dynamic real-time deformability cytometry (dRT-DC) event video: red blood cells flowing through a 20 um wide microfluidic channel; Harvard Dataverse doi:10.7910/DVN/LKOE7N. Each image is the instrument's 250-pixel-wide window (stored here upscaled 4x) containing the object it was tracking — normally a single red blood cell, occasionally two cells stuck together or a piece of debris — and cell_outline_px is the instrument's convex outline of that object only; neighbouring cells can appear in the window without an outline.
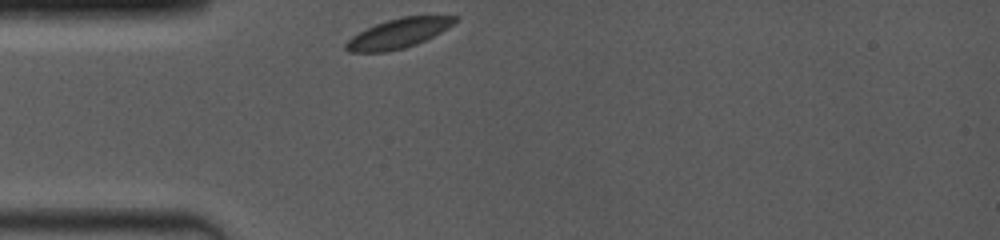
{"species": "common noctule bat (a hibernating species)", "species_latin": "Nyctalus noctula", "temperature_condition": "room temperature", "stored_images_in_passage": 20, "camera_frame_rate_fps": 4000, "um_per_image_px": 0.085, "animal": {"sex": "female", "body_mass_g": 19.0, "forearm_length_mm": 53.3}, "frame": {"image": 1, "passage_image": 1, "time_ms": 0.0, "image_size_px": [1000, 240], "cell_outline_px": [[456, 20], [448, 28], [416, 44], [404, 48], [384, 52], [348, 52], [344, 48], [344, 44], [352, 36], [376, 24], [388, 20], [404, 16], [456, 16]], "centroid_in_image_um": [33.82, 2.85], "position_along_channel_um": 51.2, "area_um2": 18.38}}
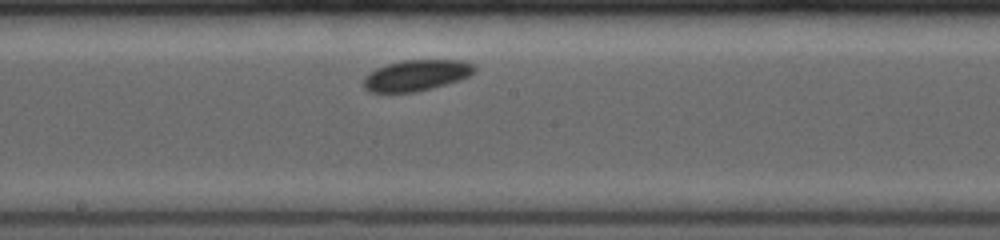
{"frame": {"image": 2, "passage_image": 9, "time_ms": 4.5, "image_size_px": [1000, 240], "cell_outline_px": [[476, 72], [460, 80], [416, 92], [368, 92], [364, 88], [364, 76], [368, 72], [376, 68], [388, 64], [404, 60], [464, 60], [476, 64]], "centroid_in_image_um": [35.41, 6.39], "position_along_channel_um": 212.8, "area_um2": 20.17}}
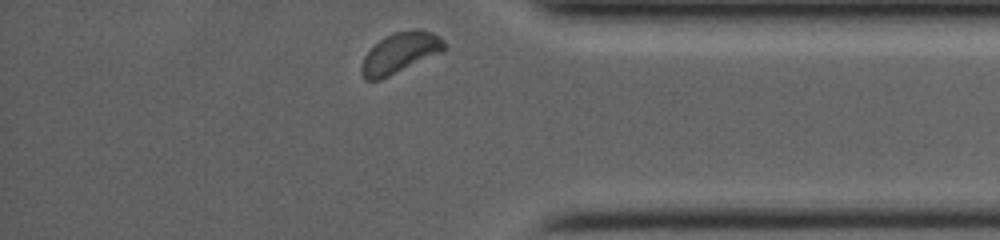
{"frame": {"image": 3, "passage_image": 20, "time_ms": 9.5, "image_size_px": [1000, 240], "cell_outline_px": [[448, 48], [444, 52], [380, 80], [364, 80], [360, 72], [360, 68], [364, 56], [384, 36], [392, 32], [416, 28], [420, 28], [432, 32], [440, 36], [444, 40]], "centroid_in_image_um": [34.06, 4.48], "position_along_channel_um": 401.1, "area_um2": 20.06}, "authors_computed_cell_mechanics": {"area_um2": 19.9121, "velocity_mm_per_s": 3.8467, "shape_relaxation_time_tau1_ms": 0.2755, "shape_relaxation_time_tau2_ms": null, "deformation_change_tau1": 0.0315, "deformation_change_tau2": null}}